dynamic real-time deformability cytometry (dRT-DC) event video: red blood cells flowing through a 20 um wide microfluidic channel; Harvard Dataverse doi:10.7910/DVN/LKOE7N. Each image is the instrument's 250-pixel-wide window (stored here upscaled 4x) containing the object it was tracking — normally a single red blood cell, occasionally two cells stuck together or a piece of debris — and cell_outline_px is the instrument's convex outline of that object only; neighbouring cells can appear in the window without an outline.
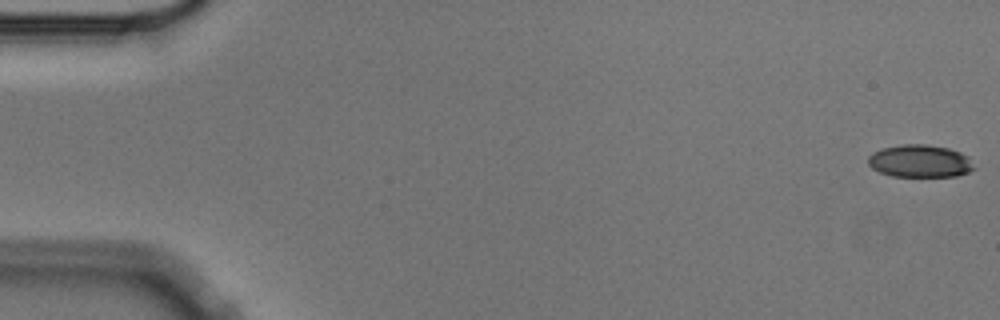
{"species": "Egyptian fruit bat (a non-hibernating species)", "species_latin": "Rousettus aegyptiacus", "temperature_condition": "cold", "stored_images_in_passage": 56, "camera_frame_rate_fps": 3000, "um_per_image_px": 0.085, "animal": {"sex": "male"}, "frame": {"image": 1, "passage_image": 1, "time_ms": 0.0, "image_size_px": [1000, 320], "cell_outline_px": [[976, 168], [968, 172], [956, 176], [892, 176], [880, 172], [872, 168], [868, 164], [868, 156], [872, 152], [880, 148], [904, 144], [928, 144], [948, 148], [960, 152], [968, 156]], "centroid_in_image_um": [78.19, 13.68], "position_along_channel_um": 6.8, "area_um2": 20.23}}
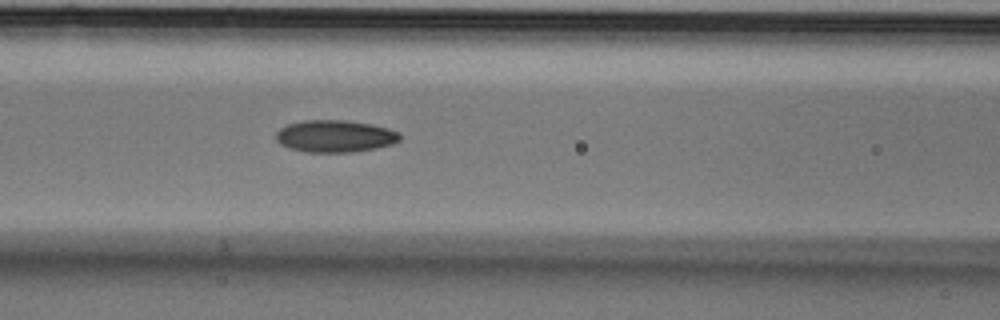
{"frame": {"image": 2, "passage_image": 24, "time_ms": 7.667, "image_size_px": [1000, 320], "cell_outline_px": [[400, 140], [392, 144], [376, 148], [352, 152], [304, 152], [288, 148], [280, 144], [276, 140], [276, 132], [280, 128], [288, 124], [304, 120], [344, 120], [372, 124], [388, 128], [400, 132]], "centroid_in_image_um": [28.47, 11.57], "position_along_channel_um": 138.1, "area_um2": 23.35}}
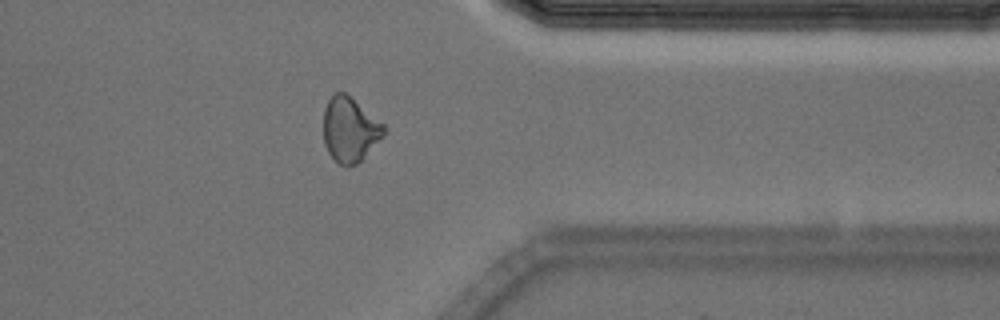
{"frame": {"image": 3, "passage_image": 45, "time_ms": 14.667, "image_size_px": [1000, 320], "cell_outline_px": [[388, 128], [384, 136], [356, 164], [344, 168], [328, 152], [324, 144], [324, 108], [328, 100], [336, 92], [344, 92], [384, 124]], "centroid_in_image_um": [29.74, 11.03], "position_along_channel_um": 381.7, "area_um2": 22.6}, "authors_computed_cell_mechanics": {"area_um2": 22.3686, "velocity_mm_per_s": 3.5921, "shape_relaxation_time_tau1_ms": 4.8113, "shape_relaxation_time_tau2_ms": 5.441, "deformation_change_tau1": 0.1305, "deformation_change_tau2": 0.1272}}